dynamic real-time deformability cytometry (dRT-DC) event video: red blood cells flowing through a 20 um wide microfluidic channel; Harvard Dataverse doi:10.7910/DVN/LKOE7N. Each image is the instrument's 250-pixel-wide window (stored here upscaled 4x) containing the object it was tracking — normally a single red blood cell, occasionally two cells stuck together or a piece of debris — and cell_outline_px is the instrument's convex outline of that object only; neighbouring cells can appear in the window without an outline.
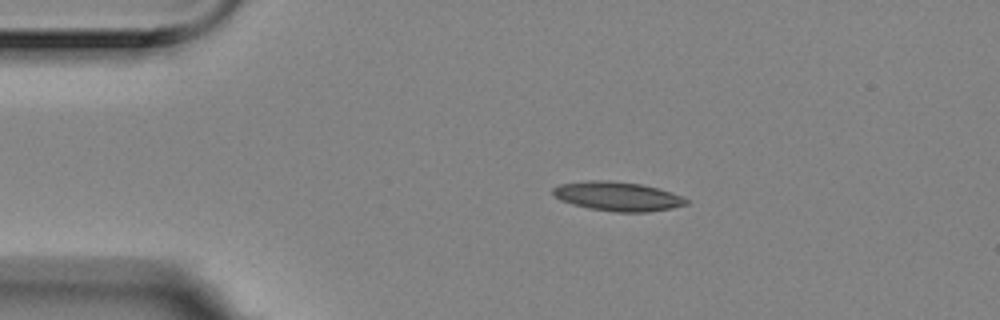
{"species": "Egyptian fruit bat (a non-hibernating species)", "species_latin": "Rousettus aegyptiacus", "temperature_condition": "room temperature", "stored_images_in_passage": 13, "camera_frame_rate_fps": 3000, "um_per_image_px": 0.085, "animal": {"sex": "female"}, "frame": {"image": 1, "passage_image": 1, "time_ms": 0.0, "image_size_px": [1000, 320], "cell_outline_px": [[688, 204], [672, 208], [644, 212], [616, 212], [588, 208], [572, 204], [560, 200], [552, 192], [552, 188], [560, 184], [588, 180], [608, 180], [640, 184], [656, 188], [680, 196], [688, 200]], "centroid_in_image_um": [52.45, 16.69], "position_along_channel_um": 32.6, "area_um2": 22.43}}
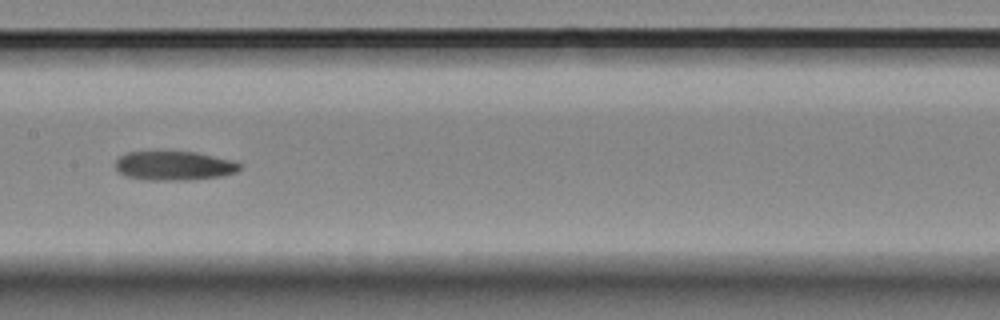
{"frame": {"image": 2, "passage_image": 6, "time_ms": 1.667, "image_size_px": [1000, 320], "cell_outline_px": [[244, 168], [236, 172], [224, 176], [188, 180], [148, 180], [128, 176], [116, 172], [116, 160], [120, 156], [128, 152], [196, 152], [232, 160], [240, 164]], "centroid_in_image_um": [14.83, 14.1], "position_along_channel_um": 192.6, "area_um2": 21.15}}
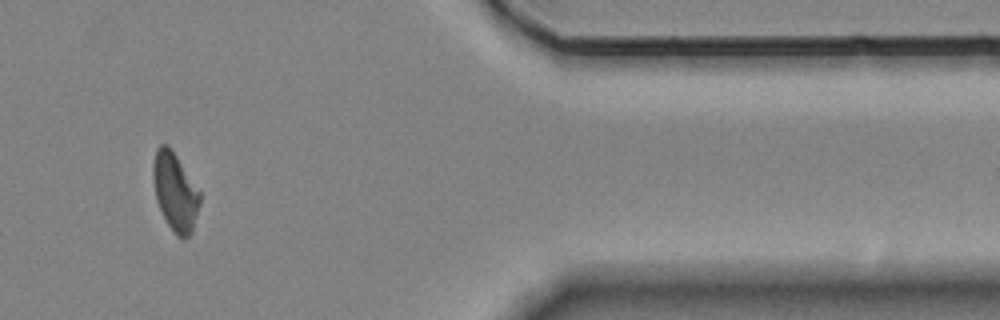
{"frame": {"image": 3, "passage_image": 11, "time_ms": 3.333, "image_size_px": [1000, 320], "cell_outline_px": [[200, 204], [192, 232], [188, 236], [180, 240], [172, 232], [156, 200], [152, 176], [152, 164], [156, 148], [160, 144], [168, 144], [200, 192]], "centroid_in_image_um": [14.87, 16.31], "position_along_channel_um": 396.5, "area_um2": 21.27}}